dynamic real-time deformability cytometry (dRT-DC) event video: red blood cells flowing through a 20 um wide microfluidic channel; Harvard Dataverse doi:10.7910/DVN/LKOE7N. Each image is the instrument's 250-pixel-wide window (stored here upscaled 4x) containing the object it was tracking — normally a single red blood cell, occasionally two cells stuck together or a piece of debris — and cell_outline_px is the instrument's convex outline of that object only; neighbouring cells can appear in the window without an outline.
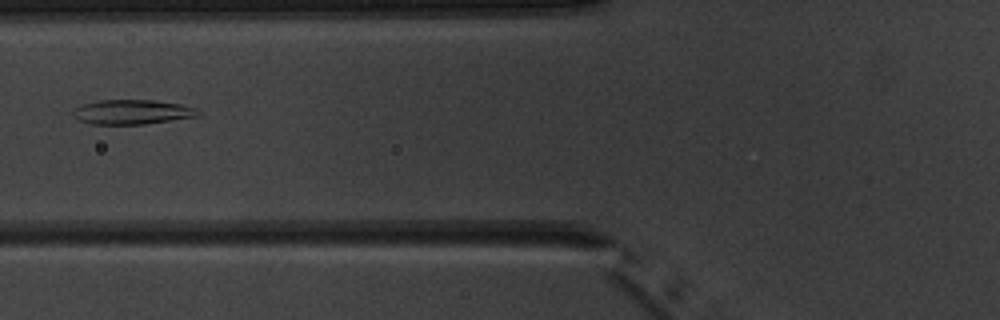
{"species": "common noctule bat (a hibernating species)", "species_latin": "Nyctalus noctula", "temperature_condition": "warm", "stored_images_in_passage": 3, "camera_frame_rate_fps": 3000, "um_per_image_px": 0.085, "animal": {"sex": "male", "body_mass_g": 20.1, "forearm_length_mm": 53.5}, "frame": {"image": 1, "passage_image": 2, "time_ms": 1.333, "image_size_px": [1000, 320], "cell_outline_px": [[200, 112], [196, 116], [144, 124], [92, 124], [80, 120], [72, 112], [76, 108], [84, 104], [100, 100], [152, 100], [180, 104], [196, 108]], "centroid_in_image_um": [11.24, 9.51], "position_along_channel_um": 114.6, "area_um2": 17.51}}